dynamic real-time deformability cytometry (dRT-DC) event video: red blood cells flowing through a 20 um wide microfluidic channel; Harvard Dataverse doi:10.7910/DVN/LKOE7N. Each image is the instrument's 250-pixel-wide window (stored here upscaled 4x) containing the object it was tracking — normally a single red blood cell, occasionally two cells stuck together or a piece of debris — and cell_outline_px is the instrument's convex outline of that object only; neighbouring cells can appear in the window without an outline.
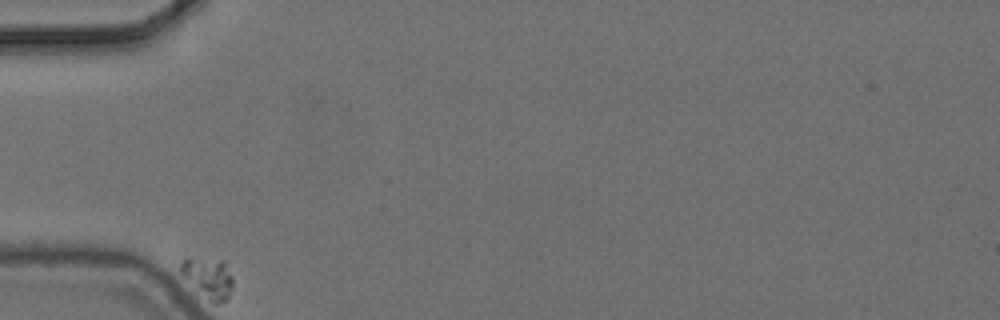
{"species": "common noctule bat (a hibernating species)", "species_latin": "Nyctalus noctula", "temperature_condition": "cold", "stored_images_in_passage": 4, "camera_frame_rate_fps": 3000, "um_per_image_px": 0.085, "animal": {"sex": "female", "body_mass_g": 24.6, "forearm_length_mm": 56.2}, "frame": {"image": 1, "passage_image": 1, "time_ms": 0.0, "image_size_px": [1000, 320], "cell_outline_px": [[232, 288], [228, 300], [220, 304], [212, 304], [180, 272], [180, 264], [184, 260], [224, 260], [232, 276]], "centroid_in_image_um": [17.78, 23.68], "position_along_channel_um": 67.2, "area_um2": 11.91}}
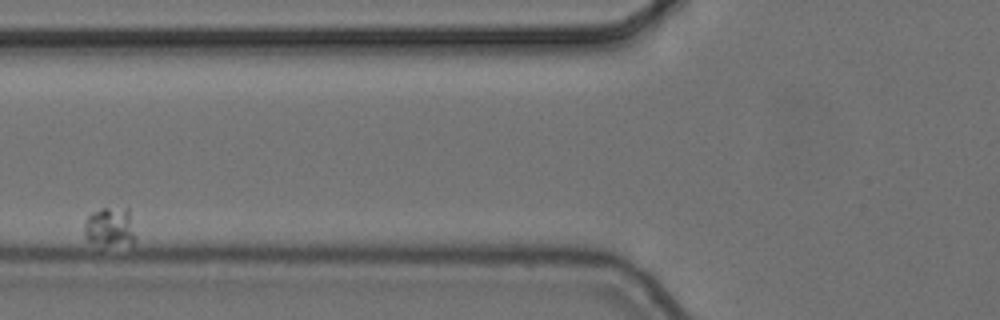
{"frame": {"image": 2, "passage_image": 3, "time_ms": 0.667, "image_size_px": [1000, 320], "cell_outline_px": [[136, 236], [132, 244], [104, 244], [88, 240], [84, 236], [84, 224], [88, 216], [92, 212], [100, 208], [128, 208]], "centroid_in_image_um": [9.35, 19.26], "position_along_channel_um": 116.4, "area_um2": 11.56}}